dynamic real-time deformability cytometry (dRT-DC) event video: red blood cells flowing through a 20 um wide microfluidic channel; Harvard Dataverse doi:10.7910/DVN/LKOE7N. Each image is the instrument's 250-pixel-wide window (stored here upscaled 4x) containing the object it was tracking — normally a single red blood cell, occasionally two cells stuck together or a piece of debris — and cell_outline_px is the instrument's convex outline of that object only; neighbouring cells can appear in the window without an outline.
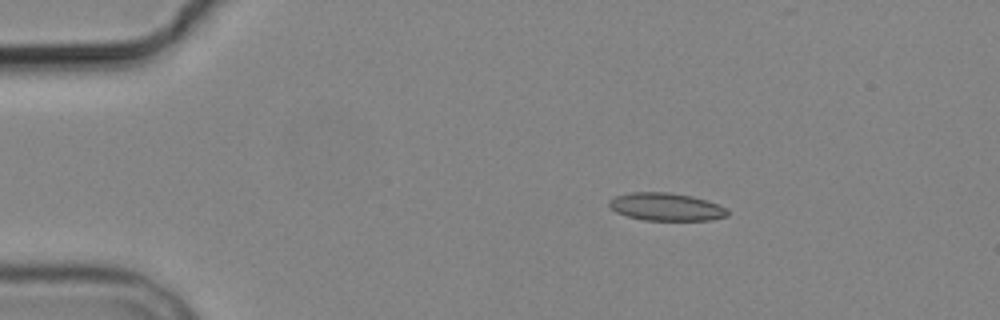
{"species": "common noctule bat (a hibernating species)", "species_latin": "Nyctalus noctula", "temperature_condition": "cold", "stored_images_in_passage": 4, "camera_frame_rate_fps": 3000, "um_per_image_px": 0.085, "animal": {"sex": "male", "body_mass_g": 19.2, "forearm_length_mm": 51.8}, "frame": {"image": 1, "passage_image": 1, "time_ms": 0.0, "image_size_px": [1000, 320], "cell_outline_px": [[728, 216], [712, 220], [644, 220], [628, 216], [616, 212], [608, 204], [608, 200], [616, 196], [632, 192], [668, 192], [692, 196], [728, 208]], "centroid_in_image_um": [56.62, 17.58], "position_along_channel_um": 28.4, "area_um2": 19.07}}
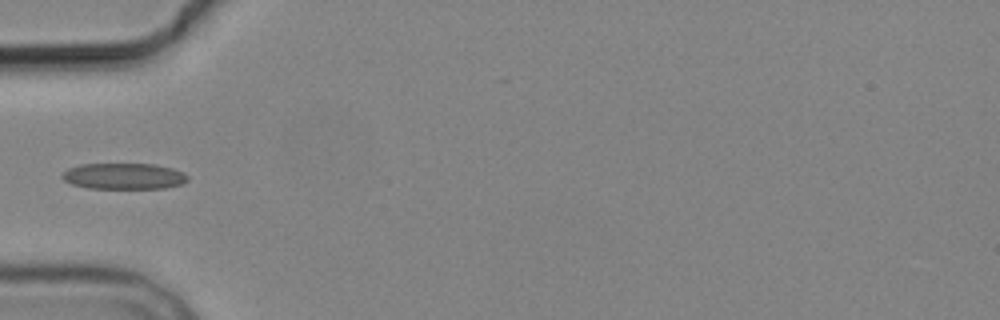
{"frame": {"image": 2, "passage_image": 3, "time_ms": 3.0, "image_size_px": [1000, 320], "cell_outline_px": [[188, 180], [184, 184], [164, 188], [88, 188], [72, 184], [64, 180], [60, 176], [68, 168], [80, 164], [156, 164], [172, 168], [184, 172], [188, 176]], "centroid_in_image_um": [10.55, 14.97], "position_along_channel_um": 74.4, "area_um2": 19.19}}
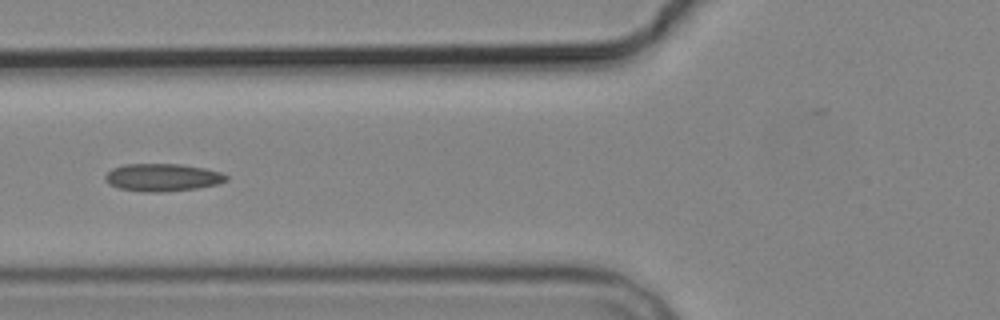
{"frame": {"image": 3, "passage_image": 4, "time_ms": 4.0, "image_size_px": [1000, 320], "cell_outline_px": [[228, 180], [216, 184], [196, 188], [160, 192], [144, 192], [120, 188], [108, 184], [104, 180], [104, 176], [112, 168], [124, 164], [180, 164], [204, 168], [220, 172], [228, 176]], "centroid_in_image_um": [13.77, 15.07], "position_along_channel_um": 112.0, "area_um2": 19.42}}